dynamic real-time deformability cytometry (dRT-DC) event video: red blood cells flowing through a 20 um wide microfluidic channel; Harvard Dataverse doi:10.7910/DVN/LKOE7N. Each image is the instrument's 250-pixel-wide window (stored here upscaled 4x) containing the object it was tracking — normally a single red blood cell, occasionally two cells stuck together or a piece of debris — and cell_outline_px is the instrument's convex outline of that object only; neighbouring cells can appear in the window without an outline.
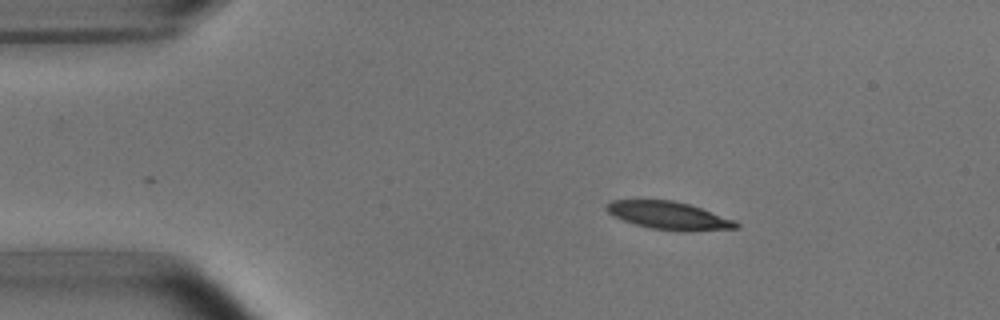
{"species": "common noctule bat (a hibernating species)", "species_latin": "Nyctalus noctula", "temperature_condition": "room temperature", "stored_images_in_passage": 6, "camera_frame_rate_fps": 3000, "um_per_image_px": 0.085, "animal": {"sex": "male", "body_mass_g": 15.6}, "frame": {"image": 1, "passage_image": 1, "time_ms": 0.0, "image_size_px": [1000, 320], "cell_outline_px": [[740, 228], [684, 232], [652, 228], [636, 224], [624, 220], [608, 212], [604, 208], [604, 204], [612, 200], [672, 200], [688, 204], [736, 220], [740, 224]], "centroid_in_image_um": [56.89, 18.33], "position_along_channel_um": 28.1, "area_um2": 20.98}}
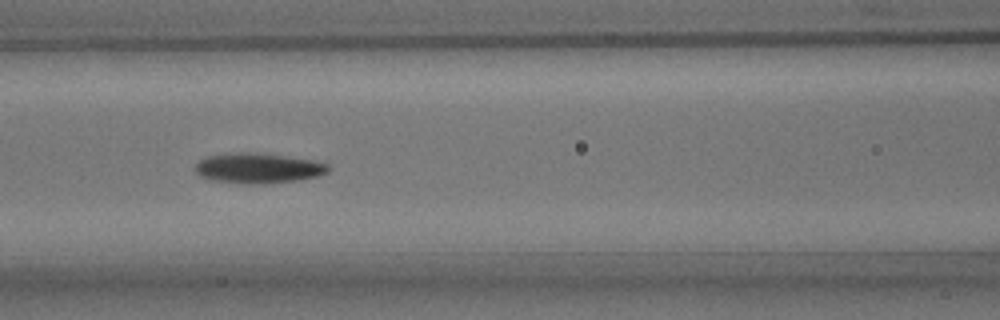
{"frame": {"image": 2, "passage_image": 5, "time_ms": 4.667, "image_size_px": [1000, 320], "cell_outline_px": [[332, 168], [328, 172], [316, 176], [300, 180], [264, 184], [240, 184], [212, 180], [200, 176], [192, 168], [200, 160], [208, 156], [240, 152], [248, 152], [284, 156], [316, 160], [328, 164]], "centroid_in_image_um": [21.95, 14.31], "position_along_channel_um": 144.6, "area_um2": 23.58}}
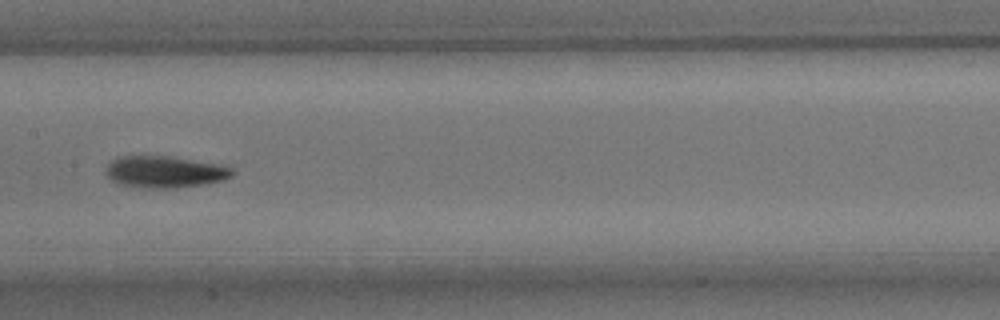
{"frame": {"image": 3, "passage_image": 6, "time_ms": 6.0, "image_size_px": [1000, 320], "cell_outline_px": [[236, 172], [232, 176], [224, 180], [204, 184], [176, 188], [144, 188], [120, 184], [112, 180], [104, 172], [108, 164], [112, 160], [120, 156], [168, 156], [220, 164], [232, 168]], "centroid_in_image_um": [14.03, 14.61], "position_along_channel_um": 193.4, "area_um2": 23.47}}